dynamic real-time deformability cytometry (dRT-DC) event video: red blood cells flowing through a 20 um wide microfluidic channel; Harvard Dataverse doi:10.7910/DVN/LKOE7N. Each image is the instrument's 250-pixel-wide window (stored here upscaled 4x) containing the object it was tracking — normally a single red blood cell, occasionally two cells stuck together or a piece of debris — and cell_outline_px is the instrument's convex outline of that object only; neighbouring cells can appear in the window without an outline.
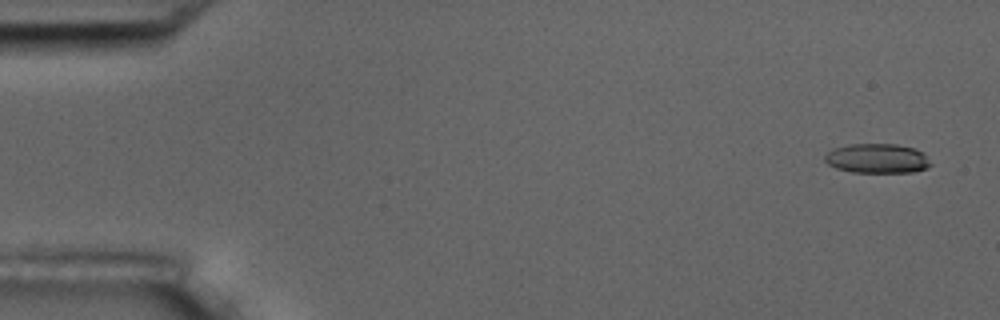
{"species": "common noctule bat (a hibernating species)", "species_latin": "Nyctalus noctula", "temperature_condition": "room temperature", "stored_images_in_passage": 5, "segment_of_instrument_passage": [1, 2], "camera_frame_rate_fps": 3000, "um_per_image_px": 0.085, "animal": {"sex": "male", "body_mass_g": 17.5, "forearm_length_mm": 52.3}, "frame": {"image": 1, "passage_image": 1, "time_ms": 0.0, "image_size_px": [1000, 320], "cell_outline_px": [[932, 164], [928, 168], [912, 172], [852, 172], [836, 168], [828, 164], [824, 160], [824, 156], [832, 148], [848, 144], [896, 144], [916, 148]], "centroid_in_image_um": [74.53, 13.46], "position_along_channel_um": 10.5, "area_um2": 18.21}}